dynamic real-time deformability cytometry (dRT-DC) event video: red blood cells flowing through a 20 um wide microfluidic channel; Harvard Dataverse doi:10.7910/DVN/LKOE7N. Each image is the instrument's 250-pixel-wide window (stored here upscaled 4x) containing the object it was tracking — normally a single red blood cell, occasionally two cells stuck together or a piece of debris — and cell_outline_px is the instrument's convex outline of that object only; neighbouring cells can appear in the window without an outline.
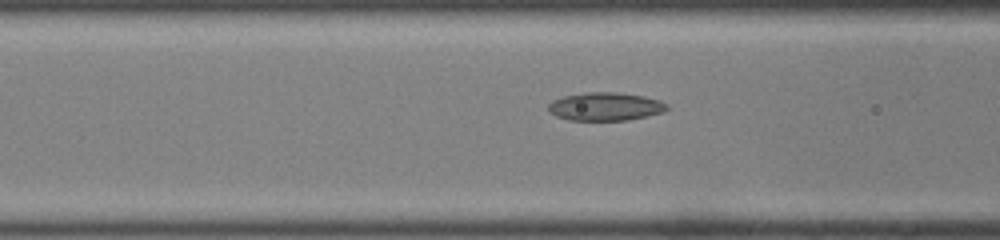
{"species": "common noctule bat (a hibernating species)", "species_latin": "Nyctalus noctula", "temperature_condition": "room temperature", "stored_images_in_passage": 24, "camera_frame_rate_fps": 3000, "um_per_image_px": 0.085, "animal": {"sex": "male", "body_mass_g": 19.0, "forearm_length_mm": 50.8}, "frame": {"image": 1, "passage_image": 4, "time_ms": 1.0, "image_size_px": [1000, 240], "cell_outline_px": [[668, 108], [664, 112], [648, 116], [628, 120], [568, 120], [556, 116], [548, 108], [548, 104], [552, 100], [564, 96], [588, 92], [616, 92], [644, 96], [660, 100], [668, 104]], "centroid_in_image_um": [51.49, 9.05], "position_along_channel_um": 115.1, "area_um2": 19.54}}
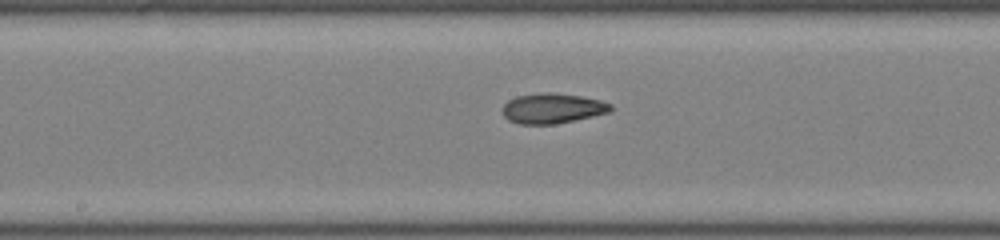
{"frame": {"image": 2, "passage_image": 10, "time_ms": 3.0, "image_size_px": [1000, 240], "cell_outline_px": [[612, 108], [608, 112], [592, 116], [556, 124], [520, 124], [508, 120], [504, 116], [504, 104], [508, 100], [516, 96], [544, 92], [552, 92], [580, 96], [600, 100], [612, 104]], "centroid_in_image_um": [46.95, 9.2], "position_along_channel_um": 201.3, "area_um2": 18.84}}
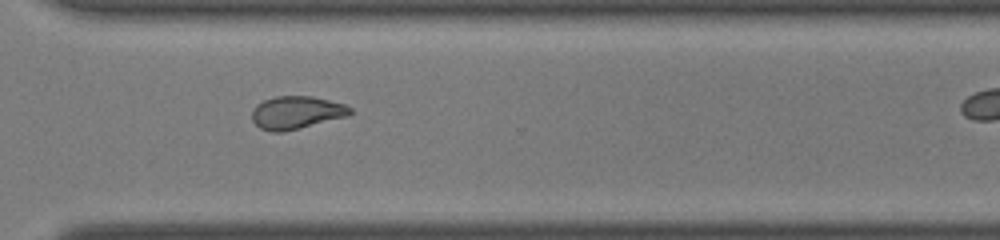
{"frame": {"image": 3, "passage_image": 20, "time_ms": 6.333, "image_size_px": [1000, 240], "cell_outline_px": [[352, 112], [348, 116], [300, 128], [280, 132], [272, 132], [260, 128], [252, 120], [252, 112], [256, 104], [264, 100], [276, 96], [312, 96], [344, 104], [352, 108]], "centroid_in_image_um": [25.19, 9.56], "position_along_channel_um": 345.4, "area_um2": 18.73}}